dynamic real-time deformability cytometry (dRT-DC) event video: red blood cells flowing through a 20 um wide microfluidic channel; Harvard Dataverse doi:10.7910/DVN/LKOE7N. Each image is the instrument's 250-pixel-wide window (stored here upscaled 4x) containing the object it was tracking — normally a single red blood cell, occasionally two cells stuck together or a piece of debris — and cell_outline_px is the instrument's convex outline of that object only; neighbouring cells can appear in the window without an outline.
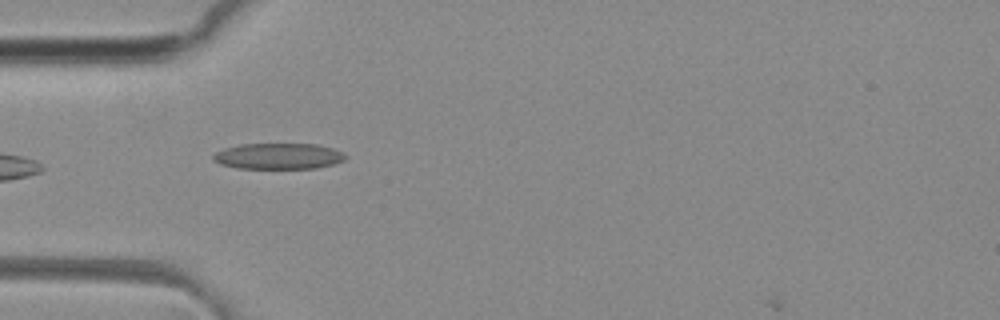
{"species": "common noctule bat (a hibernating species)", "species_latin": "Nyctalus noctula", "temperature_condition": "room temperature", "stored_images_in_passage": 15, "camera_frame_rate_fps": 3000, "um_per_image_px": 0.085, "animal": {"sex": "female", "body_mass_g": 29.2, "forearm_length_mm": 56.3}, "frame": {"image": 1, "passage_image": 3, "time_ms": 0.667, "image_size_px": [1000, 320], "cell_outline_px": [[348, 156], [344, 160], [332, 164], [316, 168], [236, 168], [220, 164], [212, 160], [212, 156], [216, 152], [224, 148], [240, 144], [316, 144], [332, 148], [344, 152]], "centroid_in_image_um": [23.66, 13.27], "position_along_channel_um": 61.3, "area_um2": 20.06}}